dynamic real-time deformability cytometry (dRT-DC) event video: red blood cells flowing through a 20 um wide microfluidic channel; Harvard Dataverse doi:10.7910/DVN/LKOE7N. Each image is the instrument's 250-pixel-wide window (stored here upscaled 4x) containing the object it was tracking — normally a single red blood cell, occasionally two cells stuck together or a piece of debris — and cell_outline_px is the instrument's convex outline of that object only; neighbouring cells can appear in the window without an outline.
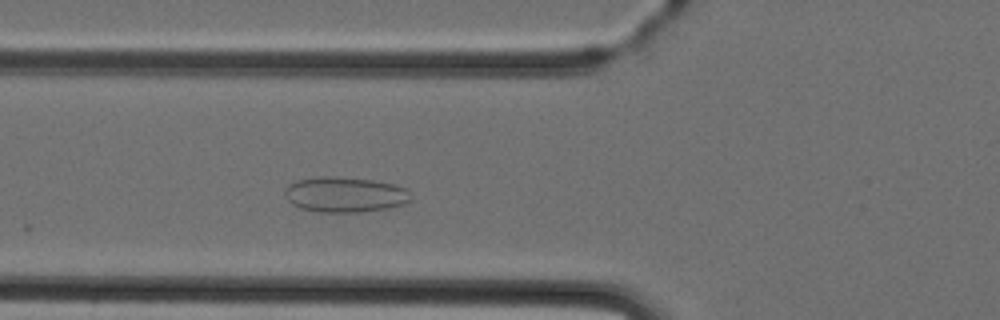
{"species": "Egyptian fruit bat (a non-hibernating species)", "species_latin": "Rousettus aegyptiacus", "temperature_condition": "cold", "stored_images_in_passage": 4, "camera_frame_rate_fps": 3000, "um_per_image_px": 0.085, "animal": {"sex": "female"}, "frame": {"image": 1, "passage_image": 4, "time_ms": 3.667, "image_size_px": [1000, 320], "cell_outline_px": [[412, 196], [404, 204], [388, 208], [360, 212], [320, 212], [300, 208], [292, 204], [284, 196], [284, 192], [288, 184], [296, 180], [320, 176], [336, 176], [372, 180], [392, 184], [404, 188]], "centroid_in_image_um": [29.27, 16.53], "position_along_channel_um": 96.5, "area_um2": 25.95}}